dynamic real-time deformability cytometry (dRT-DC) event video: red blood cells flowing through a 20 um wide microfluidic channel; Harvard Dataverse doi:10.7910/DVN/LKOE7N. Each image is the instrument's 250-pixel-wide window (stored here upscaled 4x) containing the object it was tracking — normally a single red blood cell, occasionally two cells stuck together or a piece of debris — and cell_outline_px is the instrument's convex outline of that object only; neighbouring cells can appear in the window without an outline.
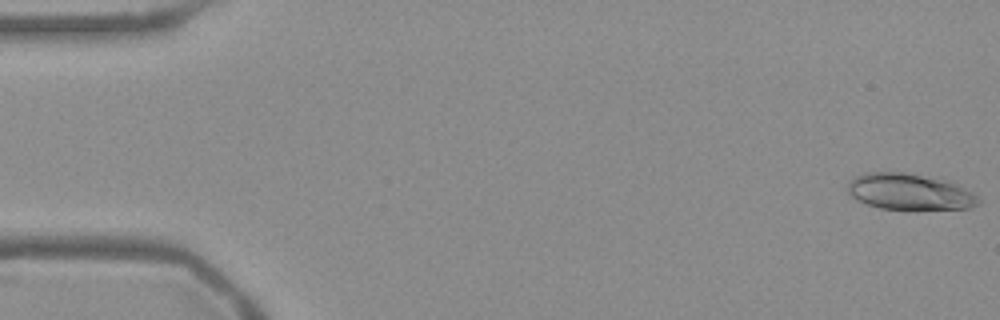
{"species": "Egyptian fruit bat (a non-hibernating species)", "species_latin": "Rousettus aegyptiacus", "temperature_condition": "warm", "stored_images_in_passage": 54, "camera_frame_rate_fps": 3000, "um_per_image_px": 0.085, "frame": {"image": 1, "passage_image": 1, "time_ms": 0.0, "image_size_px": [1000, 320], "cell_outline_px": [[984, 200], [980, 204], [968, 208], [916, 212], [908, 212], [880, 208], [856, 200], [848, 192], [848, 184], [856, 176], [864, 172], [904, 172], [948, 180], [972, 192]], "centroid_in_image_um": [77.38, 16.35], "position_along_channel_um": 7.6, "area_um2": 28.67}}
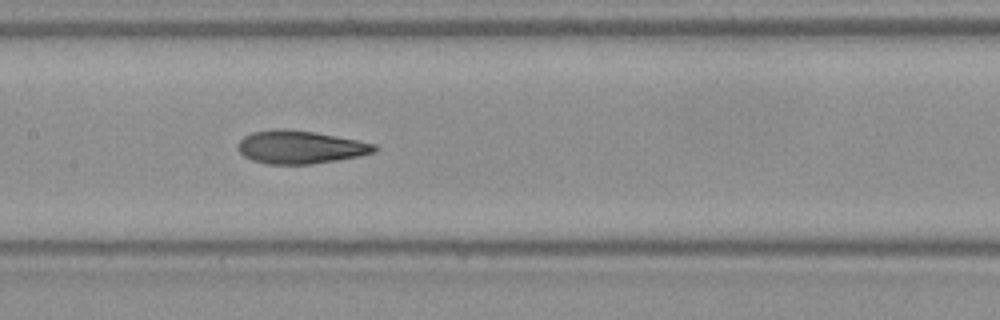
{"frame": {"image": 2, "passage_image": 26, "time_ms": 8.333, "image_size_px": [1000, 320], "cell_outline_px": [[380, 148], [376, 152], [360, 156], [312, 164], [268, 164], [252, 160], [244, 156], [236, 148], [236, 144], [244, 136], [252, 132], [272, 128], [284, 128], [316, 132], [376, 144]], "centroid_in_image_um": [25.5, 12.49], "position_along_channel_um": 181.9, "area_um2": 26.59}}
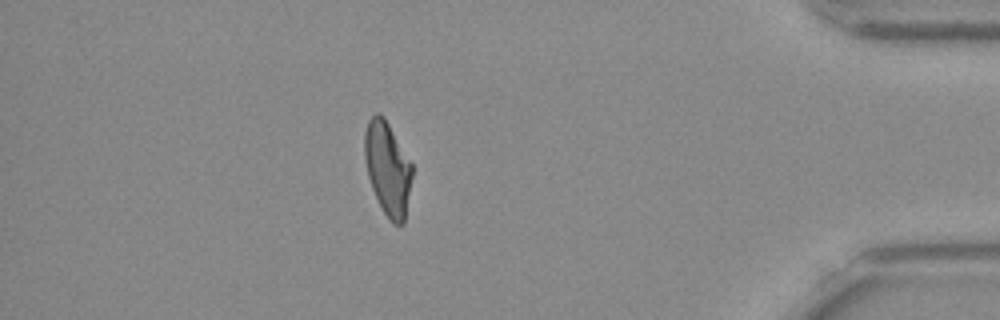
{"frame": {"image": 3, "passage_image": 47, "time_ms": 15.333, "image_size_px": [1000, 320], "cell_outline_px": [[412, 176], [404, 224], [392, 224], [388, 220], [372, 188], [368, 176], [364, 156], [364, 132], [368, 120], [376, 112], [380, 112], [384, 116], [412, 164]], "centroid_in_image_um": [32.94, 14.3], "position_along_channel_um": 402.3, "area_um2": 25.84}, "authors_computed_cell_mechanics": {"area_um2": 26.5591, "velocity_mm_per_s": 3.7966, "shape_relaxation_time_tau1_ms": 8.1391, "shape_relaxation_time_tau2_ms": 1.9068, "deformation_change_tau1": 0.251, "deformation_change_tau2": 0.1001}}